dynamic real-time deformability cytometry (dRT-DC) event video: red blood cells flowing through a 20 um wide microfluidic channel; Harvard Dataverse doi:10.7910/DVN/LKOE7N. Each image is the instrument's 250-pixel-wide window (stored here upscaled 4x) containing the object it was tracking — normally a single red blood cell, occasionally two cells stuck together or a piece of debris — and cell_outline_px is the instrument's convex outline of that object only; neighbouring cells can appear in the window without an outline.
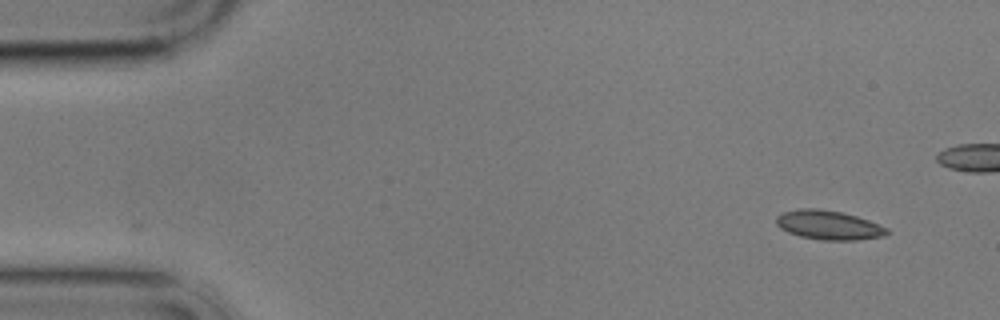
{"species": "common noctule bat (a hibernating species)", "species_latin": "Nyctalus noctula", "temperature_condition": "cold", "stored_images_in_passage": 2, "camera_frame_rate_fps": 3000, "um_per_image_px": 0.085, "animal": {"sex": "male", "body_mass_g": 17.9}, "frame": {"image": 1, "passage_image": 2, "time_ms": 1.0, "image_size_px": [1000, 320], "cell_outline_px": [[892, 232], [884, 236], [856, 240], [820, 240], [800, 236], [788, 232], [780, 228], [776, 224], [776, 216], [784, 212], [800, 208], [816, 208], [840, 212], [856, 216], [868, 220], [888, 228]], "centroid_in_image_um": [70.44, 19.14], "position_along_channel_um": 14.6, "area_um2": 18.84}}